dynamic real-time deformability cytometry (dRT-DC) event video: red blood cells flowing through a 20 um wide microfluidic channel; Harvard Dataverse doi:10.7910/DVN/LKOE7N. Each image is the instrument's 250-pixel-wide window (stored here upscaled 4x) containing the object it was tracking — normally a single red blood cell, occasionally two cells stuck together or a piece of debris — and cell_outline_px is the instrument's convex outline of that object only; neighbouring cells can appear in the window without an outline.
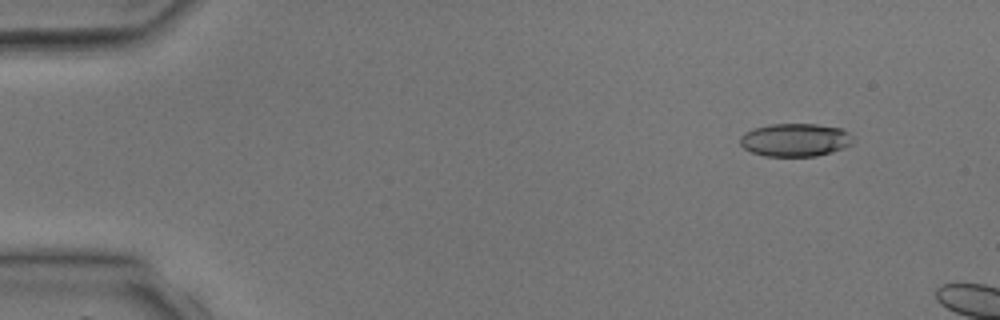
{"species": "common noctule bat (a hibernating species)", "species_latin": "Nyctalus noctula", "temperature_condition": "room temperature", "stored_images_in_passage": 5, "segment_of_instrument_passage": [2, 2], "camera_frame_rate_fps": 3000, "um_per_image_px": 0.085, "animal": {"sex": "male", "body_mass_g": 17.9, "forearm_length_mm": 54.2}, "frame": {"image": 1, "passage_image": 5, "time_ms": 4.667, "image_size_px": [1000, 320], "cell_outline_px": [[852, 144], [844, 148], [816, 156], [764, 156], [752, 152], [744, 148], [740, 144], [740, 136], [744, 132], [756, 128], [772, 124], [816, 124], [840, 128], [848, 132], [852, 136]], "centroid_in_image_um": [67.59, 11.89], "position_along_channel_um": 17.4, "area_um2": 21.68}}